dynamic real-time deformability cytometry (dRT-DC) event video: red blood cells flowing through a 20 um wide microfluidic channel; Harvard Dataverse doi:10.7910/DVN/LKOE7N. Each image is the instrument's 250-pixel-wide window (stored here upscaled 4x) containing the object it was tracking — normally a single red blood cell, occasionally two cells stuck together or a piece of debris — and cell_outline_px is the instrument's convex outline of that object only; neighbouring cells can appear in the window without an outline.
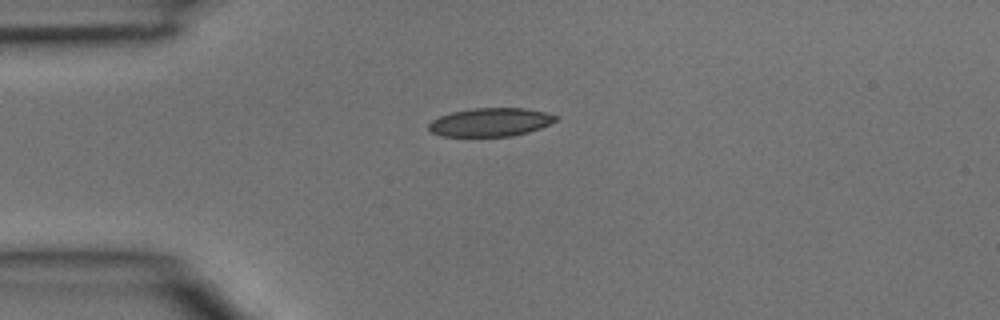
{"species": "common noctule bat (a hibernating species)", "species_latin": "Nyctalus noctula", "temperature_condition": "room temperature", "stored_images_in_passage": 2, "camera_frame_rate_fps": 3000, "um_per_image_px": 0.085, "animal": {"sex": "male", "body_mass_g": 15.6}, "frame": {"image": 1, "passage_image": 1, "time_ms": 0.0, "image_size_px": [1000, 320], "cell_outline_px": [[560, 116], [556, 120], [540, 128], [528, 132], [512, 136], [440, 136], [432, 132], [428, 128], [428, 124], [432, 120], [440, 116], [452, 112], [472, 108], [524, 108], [544, 112]], "centroid_in_image_um": [41.68, 10.38], "position_along_channel_um": 43.3, "area_um2": 20.98}}